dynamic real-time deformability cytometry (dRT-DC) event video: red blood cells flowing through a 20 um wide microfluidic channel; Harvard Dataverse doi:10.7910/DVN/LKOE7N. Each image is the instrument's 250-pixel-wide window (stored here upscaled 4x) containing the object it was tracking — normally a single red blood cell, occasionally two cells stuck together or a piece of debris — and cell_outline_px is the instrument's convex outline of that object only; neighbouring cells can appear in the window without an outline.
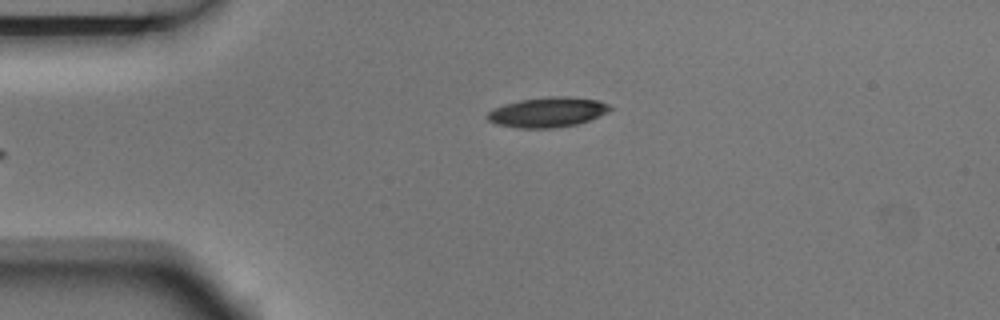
{"species": "Egyptian fruit bat (a non-hibernating species)", "species_latin": "Rousettus aegyptiacus", "temperature_condition": "room temperature", "stored_images_in_passage": 4, "camera_frame_rate_fps": 3000, "um_per_image_px": 0.085, "animal": {"sex": "male"}, "frame": {"image": 1, "passage_image": 4, "time_ms": 1.0, "image_size_px": [1000, 320], "cell_outline_px": [[612, 108], [608, 112], [588, 120], [576, 124], [556, 128], [516, 128], [496, 124], [488, 120], [484, 116], [488, 112], [504, 104], [520, 100], [548, 96], [564, 96], [596, 100], [608, 104]], "centroid_in_image_um": [46.5, 9.54], "position_along_channel_um": 38.5, "area_um2": 21.33}}